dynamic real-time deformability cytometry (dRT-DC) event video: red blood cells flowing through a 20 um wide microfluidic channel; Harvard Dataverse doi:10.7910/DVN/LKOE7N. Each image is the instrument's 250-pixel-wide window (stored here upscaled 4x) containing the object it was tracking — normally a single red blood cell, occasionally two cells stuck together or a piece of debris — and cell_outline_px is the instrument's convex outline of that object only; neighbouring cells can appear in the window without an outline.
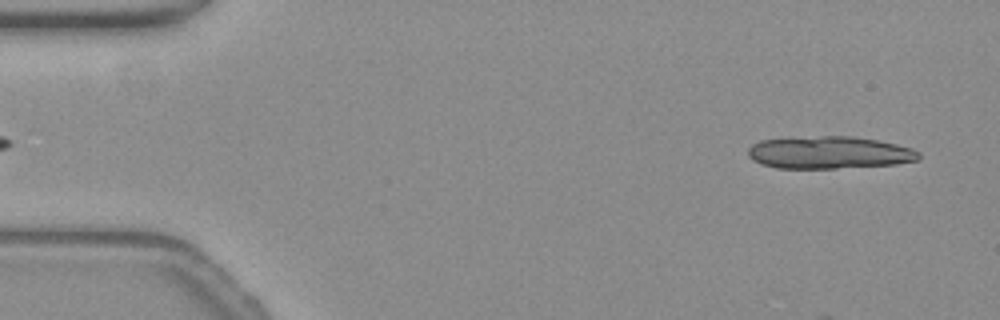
{"species": "common noctule bat (a hibernating species)", "species_latin": "Nyctalus noctula", "temperature_condition": "warm", "stored_images_in_passage": 15, "camera_frame_rate_fps": 3000, "um_per_image_px": 0.085, "animal": {"sex": "female", "body_mass_g": 19.3, "forearm_length_mm": 54.1}, "frame": {"image": 1, "passage_image": 2, "time_ms": 0.333, "image_size_px": [1000, 320], "cell_outline_px": [[920, 156], [916, 160], [896, 164], [836, 168], [776, 168], [760, 164], [752, 160], [748, 156], [748, 148], [752, 144], [760, 140], [824, 136], [852, 136], [876, 140], [896, 144], [912, 148], [920, 152]], "centroid_in_image_um": [70.46, 12.97], "position_along_channel_um": 14.5, "area_um2": 32.14}}